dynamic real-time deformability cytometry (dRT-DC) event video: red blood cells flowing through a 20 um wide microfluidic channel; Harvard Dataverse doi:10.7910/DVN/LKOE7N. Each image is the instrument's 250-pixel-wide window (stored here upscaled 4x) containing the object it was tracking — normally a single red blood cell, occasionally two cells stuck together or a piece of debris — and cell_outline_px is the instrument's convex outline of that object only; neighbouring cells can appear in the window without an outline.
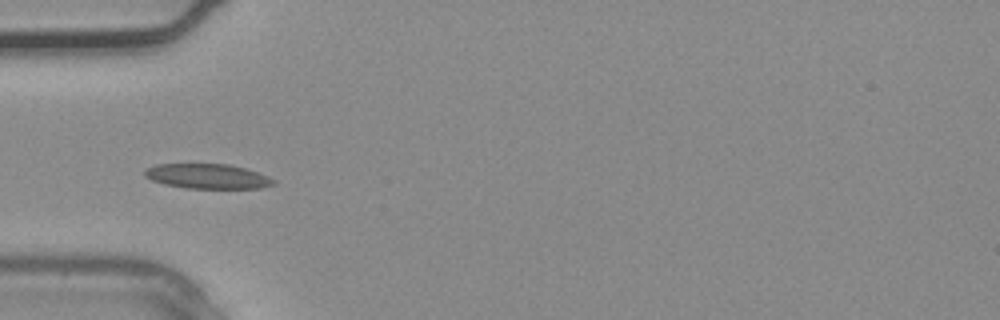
{"species": "common noctule bat (a hibernating species)", "species_latin": "Nyctalus noctula", "temperature_condition": "warm", "stored_images_in_passage": 3, "camera_frame_rate_fps": 3000, "um_per_image_px": 0.085, "animal": {"sex": "male", "body_mass_g": 20.4}, "frame": {"image": 1, "passage_image": 3, "time_ms": 0.667, "image_size_px": [1000, 320], "cell_outline_px": [[276, 184], [260, 188], [184, 188], [164, 184], [152, 180], [144, 176], [144, 168], [156, 164], [228, 164], [244, 168], [268, 176], [276, 180]], "centroid_in_image_um": [17.61, 14.98], "position_along_channel_um": 67.4, "area_um2": 18.67}}